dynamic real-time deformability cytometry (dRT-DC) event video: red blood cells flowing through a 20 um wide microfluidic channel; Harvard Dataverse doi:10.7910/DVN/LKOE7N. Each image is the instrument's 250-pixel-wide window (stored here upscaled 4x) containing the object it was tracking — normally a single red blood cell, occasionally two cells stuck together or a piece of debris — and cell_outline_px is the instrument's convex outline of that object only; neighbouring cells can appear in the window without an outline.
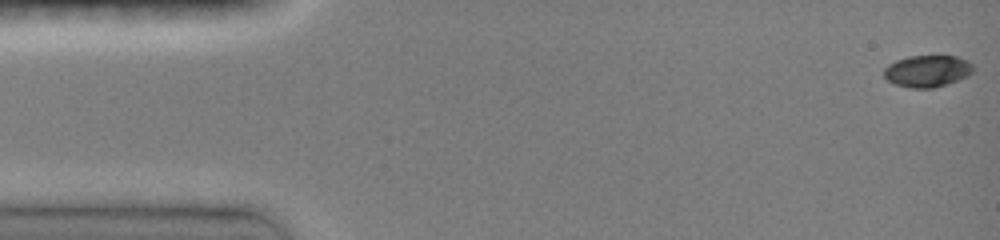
{"species": "common noctule bat (a hibernating species)", "species_latin": "Nyctalus noctula", "temperature_condition": "room temperature", "stored_images_in_passage": 47, "camera_frame_rate_fps": 3000, "um_per_image_px": 0.085, "animal": {"sex": "female", "body_mass_g": 19.0, "forearm_length_mm": 51.5}, "frame": {"image": 1, "passage_image": 1, "time_ms": 0.0, "image_size_px": [1000, 240], "cell_outline_px": [[976, 68], [968, 76], [948, 84], [932, 88], [912, 88], [896, 84], [888, 80], [884, 76], [884, 68], [888, 64], [896, 60], [908, 56], [956, 56], [968, 60]], "centroid_in_image_um": [78.86, 6.03], "position_along_channel_um": 6.1, "area_um2": 16.65}}
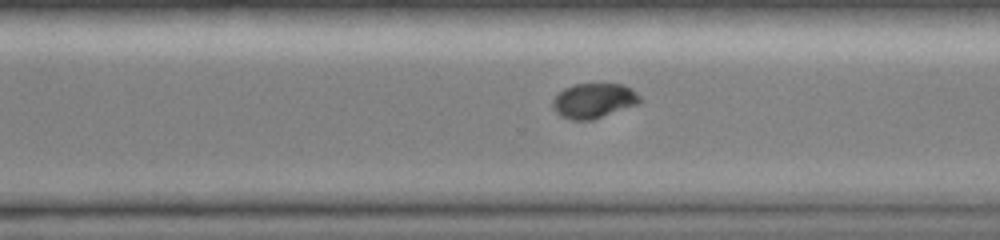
{"frame": {"image": 2, "passage_image": 33, "time_ms": 10.667, "image_size_px": [1000, 240], "cell_outline_px": [[640, 100], [636, 104], [592, 120], [572, 120], [560, 116], [552, 108], [552, 100], [564, 88], [576, 84], [624, 84], [632, 88], [640, 96]], "centroid_in_image_um": [50.44, 8.55], "position_along_channel_um": 320.2, "area_um2": 17.57}}
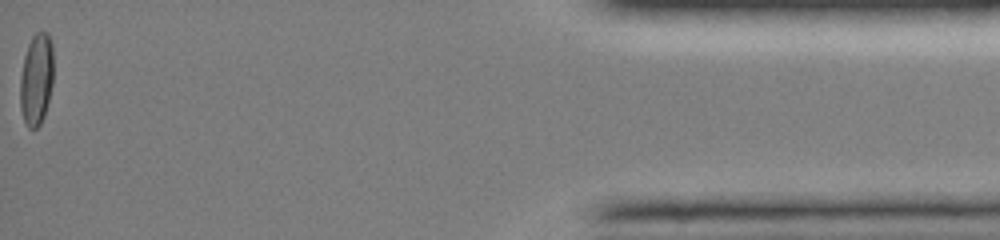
{"frame": {"image": 3, "passage_image": 47, "time_ms": 15.333, "image_size_px": [1000, 240], "cell_outline_px": [[52, 84], [44, 116], [40, 124], [36, 128], [28, 128], [24, 120], [20, 108], [20, 76], [24, 56], [28, 44], [32, 36], [36, 32], [48, 32], [52, 44]], "centroid_in_image_um": [3.07, 6.72], "position_along_channel_um": 432.1, "area_um2": 17.8}, "authors_computed_cell_mechanics": {"area_um2": 17.7446, "velocity_mm_per_s": 4.1398, "shape_relaxation_time_tau1_ms": 5.9701, "shape_relaxation_time_tau2_ms": 2.6734, "deformation_change_tau1": 0.15, "deformation_change_tau2": 0.0227}}